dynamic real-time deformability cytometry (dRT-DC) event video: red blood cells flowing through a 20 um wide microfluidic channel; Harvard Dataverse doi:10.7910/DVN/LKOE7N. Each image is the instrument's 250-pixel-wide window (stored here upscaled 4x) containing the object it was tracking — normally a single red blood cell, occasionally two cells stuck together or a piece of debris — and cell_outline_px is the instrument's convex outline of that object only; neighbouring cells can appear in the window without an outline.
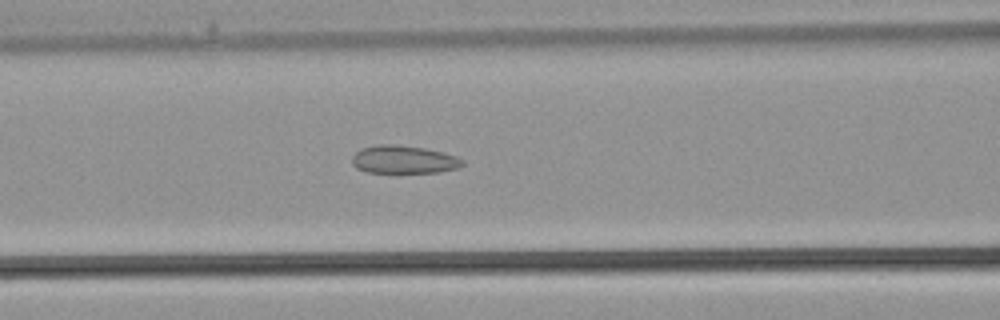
{"species": "common noctule bat (a hibernating species)", "species_latin": "Nyctalus noctula", "temperature_condition": "warm", "stored_images_in_passage": 31, "camera_frame_rate_fps": 3000, "um_per_image_px": 0.085, "animal": {"sex": "male", "body_mass_g": 21.5, "forearm_length_mm": 52.0}, "frame": {"image": 1, "passage_image": 10, "time_ms": 3.0, "image_size_px": [1000, 320], "cell_outline_px": [[464, 164], [456, 168], [436, 172], [368, 172], [356, 168], [352, 164], [352, 156], [360, 148], [380, 144], [396, 144], [424, 148], [444, 152], [456, 156], [464, 160]], "centroid_in_image_um": [34.3, 13.55], "position_along_channel_um": 132.3, "area_um2": 17.98}}
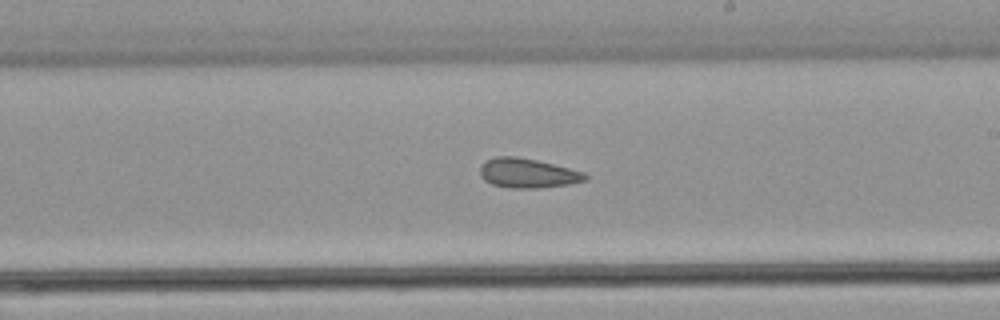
{"frame": {"image": 2, "passage_image": 16, "time_ms": 5.0, "image_size_px": [1000, 320], "cell_outline_px": [[588, 180], [568, 184], [540, 188], [512, 188], [492, 184], [484, 180], [480, 176], [480, 168], [484, 160], [496, 156], [516, 156], [536, 160], [584, 172], [588, 176]], "centroid_in_image_um": [44.83, 14.71], "position_along_channel_um": 244.2, "area_um2": 18.09}}
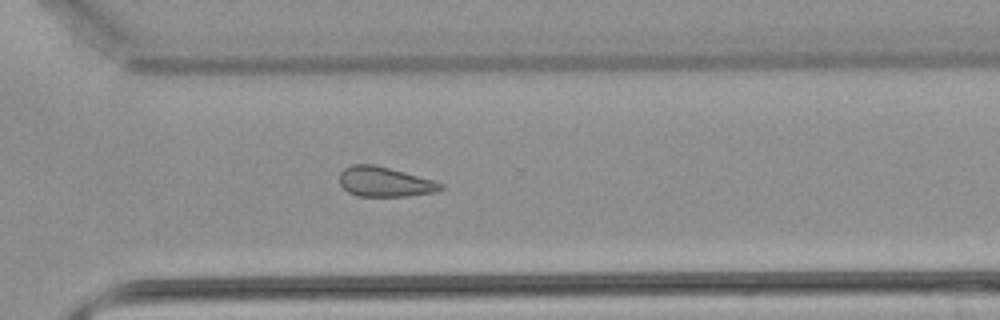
{"frame": {"image": 3, "passage_image": 21, "time_ms": 6.667, "image_size_px": [1000, 320], "cell_outline_px": [[444, 188], [436, 192], [408, 196], [356, 196], [348, 192], [340, 184], [340, 172], [344, 168], [352, 164], [376, 164], [432, 180], [444, 184]], "centroid_in_image_um": [32.69, 15.45], "position_along_channel_um": 337.9, "area_um2": 17.63}}